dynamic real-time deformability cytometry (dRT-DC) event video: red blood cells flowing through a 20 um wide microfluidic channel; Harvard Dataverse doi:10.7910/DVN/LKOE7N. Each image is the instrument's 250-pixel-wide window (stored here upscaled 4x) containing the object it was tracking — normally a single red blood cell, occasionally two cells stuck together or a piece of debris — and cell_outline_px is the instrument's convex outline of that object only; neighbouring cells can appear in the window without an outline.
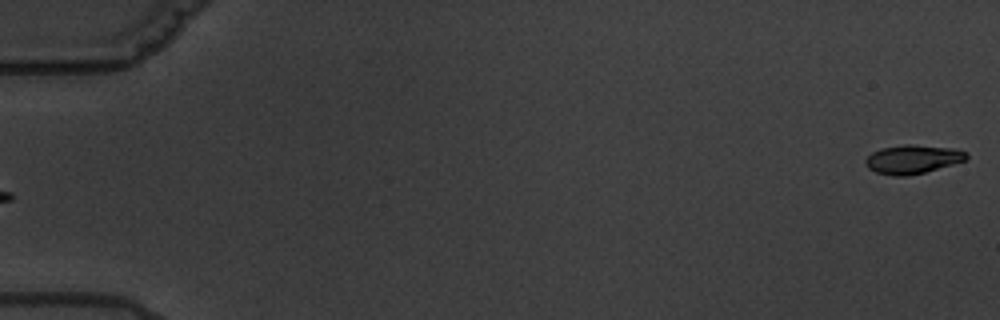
{"species": "common noctule bat (a hibernating species)", "species_latin": "Nyctalus noctula", "temperature_condition": "warm", "stored_images_in_passage": 6, "segment_of_instrument_passage": [2, 2], "camera_frame_rate_fps": 3000, "um_per_image_px": 0.085, "animal": {"sex": "male", "body_mass_g": 19.5, "forearm_length_mm": 54.6}, "frame": {"image": 1, "passage_image": 6, "time_ms": 5.667, "image_size_px": [1000, 320], "cell_outline_px": [[968, 160], [924, 172], [908, 176], [892, 176], [876, 172], [868, 168], [864, 160], [872, 152], [880, 148], [904, 144], [912, 144], [952, 148], [968, 152]], "centroid_in_image_um": [77.58, 13.53], "position_along_channel_um": 7.4, "area_um2": 17.05}}